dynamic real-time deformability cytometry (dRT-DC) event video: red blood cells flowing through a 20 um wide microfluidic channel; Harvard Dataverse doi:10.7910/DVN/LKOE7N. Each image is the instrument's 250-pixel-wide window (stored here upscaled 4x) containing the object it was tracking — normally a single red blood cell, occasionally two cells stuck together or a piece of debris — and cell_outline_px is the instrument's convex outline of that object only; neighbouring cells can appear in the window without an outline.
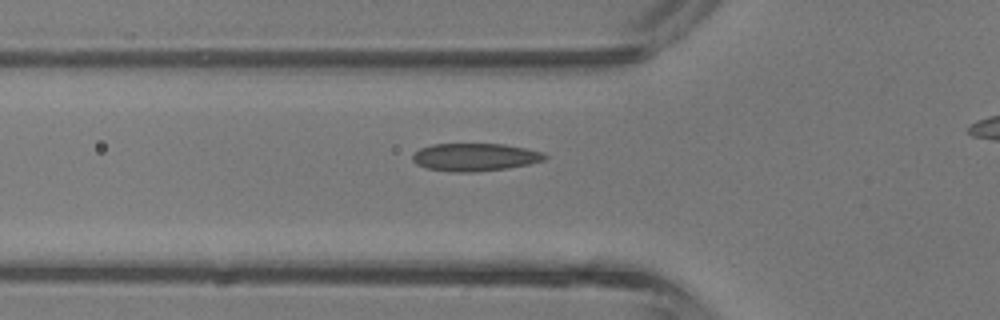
{"species": "common noctule bat (a hibernating species)", "species_latin": "Nyctalus noctula", "temperature_condition": "room temperature", "stored_images_in_passage": 29, "camera_frame_rate_fps": 3000, "um_per_image_px": 0.085, "animal": {"sex": "male", "body_mass_g": 13.3}, "frame": {"image": 1, "passage_image": 7, "time_ms": 2.0, "image_size_px": [1000, 320], "cell_outline_px": [[548, 156], [544, 160], [528, 164], [508, 168], [476, 172], [456, 172], [424, 168], [416, 164], [412, 160], [412, 156], [420, 148], [432, 144], [504, 144], [544, 152]], "centroid_in_image_um": [40.36, 13.36], "position_along_channel_um": 85.4, "area_um2": 21.44}}
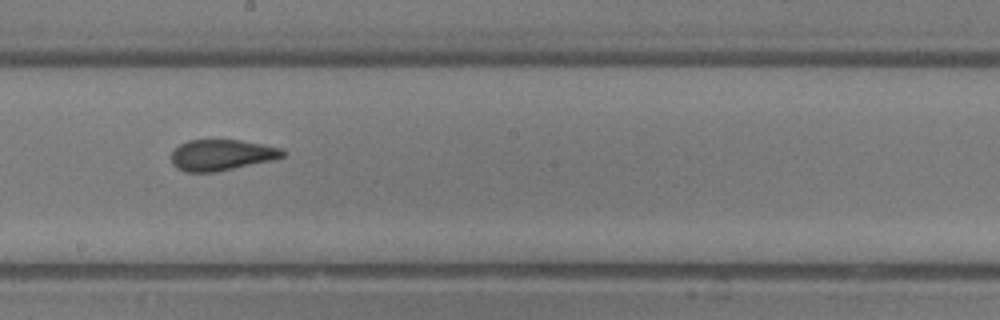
{"frame": {"image": 2, "passage_image": 16, "time_ms": 5.0, "image_size_px": [1000, 320], "cell_outline_px": [[288, 152], [284, 156], [272, 160], [216, 172], [184, 172], [176, 168], [172, 164], [172, 152], [180, 144], [188, 140], [240, 140], [264, 144], [284, 148]], "centroid_in_image_um": [18.87, 13.17], "position_along_channel_um": 229.3, "area_um2": 20.29}}
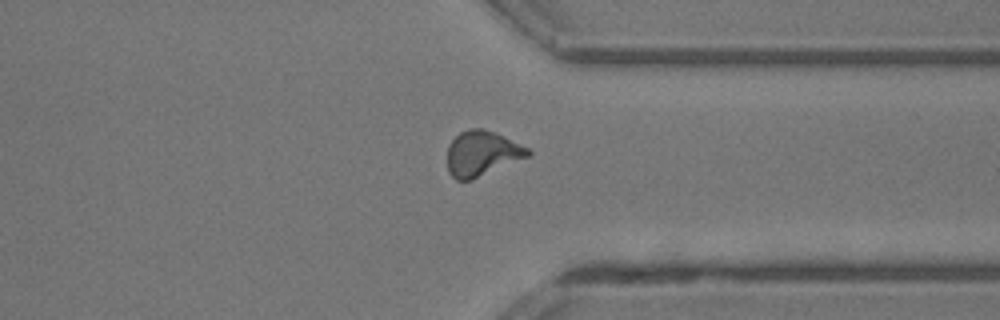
{"frame": {"image": 3, "passage_image": 25, "time_ms": 8.0, "image_size_px": [1000, 320], "cell_outline_px": [[532, 156], [472, 180], [456, 180], [448, 172], [448, 144], [460, 132], [472, 128], [484, 128], [496, 132], [528, 148], [532, 152]], "centroid_in_image_um": [41.0, 13.05], "position_along_channel_um": 370.4, "area_um2": 21.5}}